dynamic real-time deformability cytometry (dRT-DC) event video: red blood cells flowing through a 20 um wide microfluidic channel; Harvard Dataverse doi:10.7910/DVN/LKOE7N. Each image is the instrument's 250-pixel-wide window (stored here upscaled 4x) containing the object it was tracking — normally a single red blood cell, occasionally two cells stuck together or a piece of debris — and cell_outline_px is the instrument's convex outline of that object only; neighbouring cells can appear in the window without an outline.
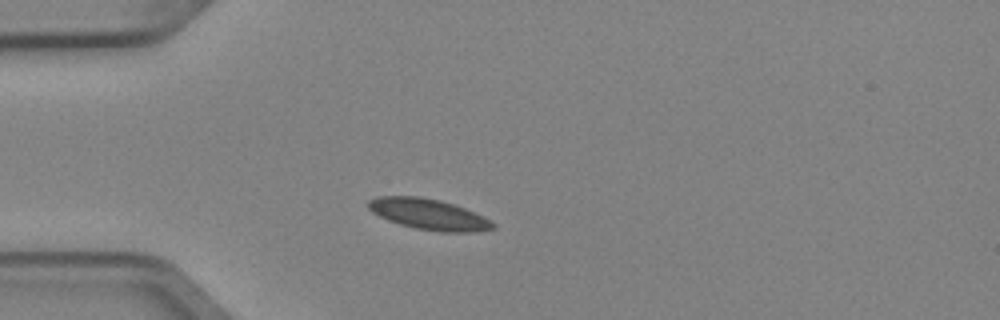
{"species": "Egyptian fruit bat (a non-hibernating species)", "species_latin": "Rousettus aegyptiacus", "temperature_condition": "cold", "stored_images_in_passage": 2, "camera_frame_rate_fps": 3000, "um_per_image_px": 0.085, "animal": {"sex": "female"}, "frame": {"image": 1, "passage_image": 2, "time_ms": 0.333, "image_size_px": [1000, 320], "cell_outline_px": [[496, 228], [476, 232], [440, 232], [416, 228], [400, 224], [388, 220], [372, 212], [364, 204], [368, 200], [376, 196], [420, 196], [440, 200], [464, 208], [484, 216], [496, 224]], "centroid_in_image_um": [36.43, 18.21], "position_along_channel_um": 48.6, "area_um2": 22.54}}